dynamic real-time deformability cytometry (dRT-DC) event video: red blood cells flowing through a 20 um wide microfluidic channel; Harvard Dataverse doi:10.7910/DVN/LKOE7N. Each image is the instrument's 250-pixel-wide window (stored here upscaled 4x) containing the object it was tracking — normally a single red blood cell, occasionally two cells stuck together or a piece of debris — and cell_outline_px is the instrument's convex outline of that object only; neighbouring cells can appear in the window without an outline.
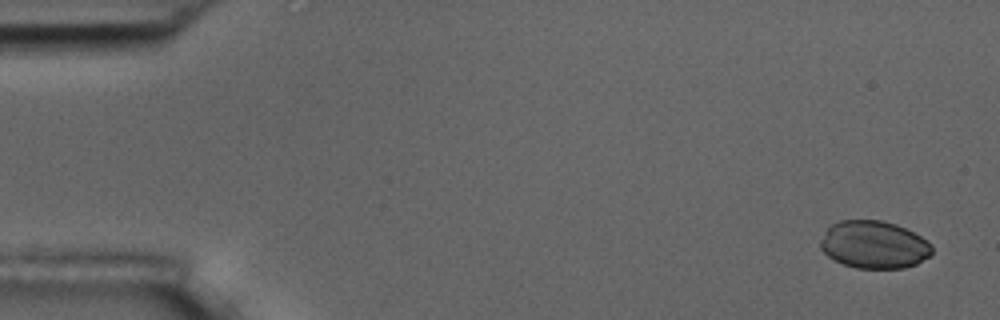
{"species": "common noctule bat (a hibernating species)", "species_latin": "Nyctalus noctula", "temperature_condition": "room temperature", "stored_images_in_passage": 5, "camera_frame_rate_fps": 3000, "um_per_image_px": 0.085, "animal": {"sex": "male", "body_mass_g": 17.5, "forearm_length_mm": 52.3}, "frame": {"image": 1, "passage_image": 1, "time_ms": 0.0, "image_size_px": [1000, 320], "cell_outline_px": [[932, 252], [928, 256], [916, 264], [904, 268], [856, 268], [844, 264], [828, 256], [820, 248], [820, 240], [828, 228], [832, 224], [840, 220], [880, 220], [896, 224], [928, 240], [932, 244]], "centroid_in_image_um": [74.29, 20.79], "position_along_channel_um": 10.7, "area_um2": 30.81}}